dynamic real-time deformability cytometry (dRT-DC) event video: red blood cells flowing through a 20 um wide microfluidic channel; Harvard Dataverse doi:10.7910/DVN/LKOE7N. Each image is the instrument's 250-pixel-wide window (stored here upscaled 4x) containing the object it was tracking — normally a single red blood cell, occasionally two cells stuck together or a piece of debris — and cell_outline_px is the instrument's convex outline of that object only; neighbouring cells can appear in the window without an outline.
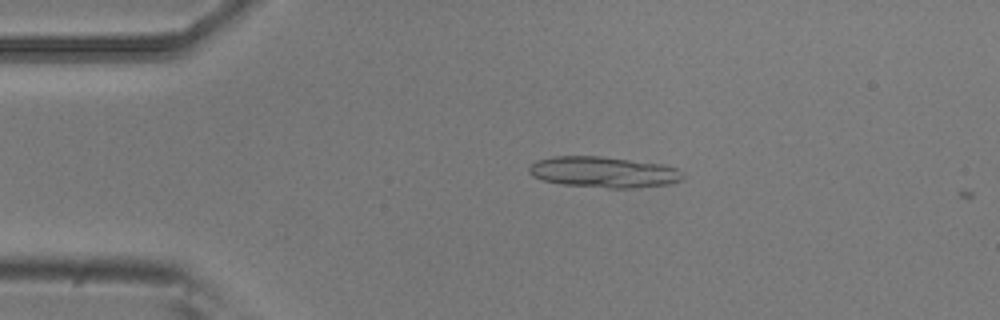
{"species": "common noctule bat (a hibernating species)", "species_latin": "Nyctalus noctula", "temperature_condition": "room temperature", "stored_images_in_passage": 5, "camera_frame_rate_fps": 3000, "um_per_image_px": 0.085, "animal": {"sex": "male", "body_mass_g": 20.5, "forearm_length_mm": 52.5}, "frame": {"image": 1, "passage_image": 3, "time_ms": 0.667, "image_size_px": [1000, 320], "cell_outline_px": [[684, 180], [668, 184], [632, 188], [604, 188], [564, 184], [544, 180], [532, 176], [528, 172], [528, 164], [536, 160], [552, 156], [600, 156], [664, 164], [676, 168], [684, 172]], "centroid_in_image_um": [51.31, 14.62], "position_along_channel_um": 33.7, "area_um2": 28.03}}